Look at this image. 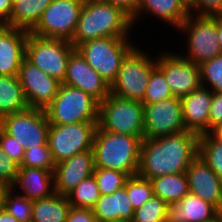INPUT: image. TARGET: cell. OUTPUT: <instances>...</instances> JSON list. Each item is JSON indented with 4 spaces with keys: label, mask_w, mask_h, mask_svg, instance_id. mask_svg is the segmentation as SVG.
Returning <instances> with one entry per match:
<instances>
[{
    "label": "cell",
    "mask_w": 222,
    "mask_h": 222,
    "mask_svg": "<svg viewBox=\"0 0 222 222\" xmlns=\"http://www.w3.org/2000/svg\"><path fill=\"white\" fill-rule=\"evenodd\" d=\"M199 135L191 131L143 139L137 175L153 179L167 174L185 173L198 156Z\"/></svg>",
    "instance_id": "1"
},
{
    "label": "cell",
    "mask_w": 222,
    "mask_h": 222,
    "mask_svg": "<svg viewBox=\"0 0 222 222\" xmlns=\"http://www.w3.org/2000/svg\"><path fill=\"white\" fill-rule=\"evenodd\" d=\"M132 29L131 17L121 8L102 0H85L70 42L76 48L81 43L98 38H132Z\"/></svg>",
    "instance_id": "2"
},
{
    "label": "cell",
    "mask_w": 222,
    "mask_h": 222,
    "mask_svg": "<svg viewBox=\"0 0 222 222\" xmlns=\"http://www.w3.org/2000/svg\"><path fill=\"white\" fill-rule=\"evenodd\" d=\"M142 139L103 131L98 125L92 150L95 169L118 170L129 177L138 173Z\"/></svg>",
    "instance_id": "3"
},
{
    "label": "cell",
    "mask_w": 222,
    "mask_h": 222,
    "mask_svg": "<svg viewBox=\"0 0 222 222\" xmlns=\"http://www.w3.org/2000/svg\"><path fill=\"white\" fill-rule=\"evenodd\" d=\"M134 44L129 37H106L86 41L75 49L111 85L122 61L137 46Z\"/></svg>",
    "instance_id": "4"
},
{
    "label": "cell",
    "mask_w": 222,
    "mask_h": 222,
    "mask_svg": "<svg viewBox=\"0 0 222 222\" xmlns=\"http://www.w3.org/2000/svg\"><path fill=\"white\" fill-rule=\"evenodd\" d=\"M103 131L144 139V104L109 94L99 103L98 124Z\"/></svg>",
    "instance_id": "5"
},
{
    "label": "cell",
    "mask_w": 222,
    "mask_h": 222,
    "mask_svg": "<svg viewBox=\"0 0 222 222\" xmlns=\"http://www.w3.org/2000/svg\"><path fill=\"white\" fill-rule=\"evenodd\" d=\"M177 30L184 33L183 37L186 36L184 39H187V44L184 46L187 49L186 52L176 53L187 61L200 65L222 53L217 33V16L189 14Z\"/></svg>",
    "instance_id": "6"
},
{
    "label": "cell",
    "mask_w": 222,
    "mask_h": 222,
    "mask_svg": "<svg viewBox=\"0 0 222 222\" xmlns=\"http://www.w3.org/2000/svg\"><path fill=\"white\" fill-rule=\"evenodd\" d=\"M44 111L52 125L98 122L99 103L86 92L61 83L53 102Z\"/></svg>",
    "instance_id": "7"
},
{
    "label": "cell",
    "mask_w": 222,
    "mask_h": 222,
    "mask_svg": "<svg viewBox=\"0 0 222 222\" xmlns=\"http://www.w3.org/2000/svg\"><path fill=\"white\" fill-rule=\"evenodd\" d=\"M140 48L137 45L122 61L110 85L111 94L130 100H143L152 70L156 67V55L152 58L149 52Z\"/></svg>",
    "instance_id": "8"
},
{
    "label": "cell",
    "mask_w": 222,
    "mask_h": 222,
    "mask_svg": "<svg viewBox=\"0 0 222 222\" xmlns=\"http://www.w3.org/2000/svg\"><path fill=\"white\" fill-rule=\"evenodd\" d=\"M75 50L67 40L45 38L28 33L25 58L48 76L63 82L71 53Z\"/></svg>",
    "instance_id": "9"
},
{
    "label": "cell",
    "mask_w": 222,
    "mask_h": 222,
    "mask_svg": "<svg viewBox=\"0 0 222 222\" xmlns=\"http://www.w3.org/2000/svg\"><path fill=\"white\" fill-rule=\"evenodd\" d=\"M97 124L98 122L50 124L47 143L55 164L92 150Z\"/></svg>",
    "instance_id": "10"
},
{
    "label": "cell",
    "mask_w": 222,
    "mask_h": 222,
    "mask_svg": "<svg viewBox=\"0 0 222 222\" xmlns=\"http://www.w3.org/2000/svg\"><path fill=\"white\" fill-rule=\"evenodd\" d=\"M85 0H52L29 32L45 38L71 41Z\"/></svg>",
    "instance_id": "11"
},
{
    "label": "cell",
    "mask_w": 222,
    "mask_h": 222,
    "mask_svg": "<svg viewBox=\"0 0 222 222\" xmlns=\"http://www.w3.org/2000/svg\"><path fill=\"white\" fill-rule=\"evenodd\" d=\"M0 127L24 148L48 145L50 123L44 110L28 107L7 115L0 120Z\"/></svg>",
    "instance_id": "12"
},
{
    "label": "cell",
    "mask_w": 222,
    "mask_h": 222,
    "mask_svg": "<svg viewBox=\"0 0 222 222\" xmlns=\"http://www.w3.org/2000/svg\"><path fill=\"white\" fill-rule=\"evenodd\" d=\"M187 131L183 122L181 100L172 97L157 103L144 104V139Z\"/></svg>",
    "instance_id": "13"
},
{
    "label": "cell",
    "mask_w": 222,
    "mask_h": 222,
    "mask_svg": "<svg viewBox=\"0 0 222 222\" xmlns=\"http://www.w3.org/2000/svg\"><path fill=\"white\" fill-rule=\"evenodd\" d=\"M163 50L156 56V66L163 72L174 97L182 98L201 86L199 65L174 51Z\"/></svg>",
    "instance_id": "14"
},
{
    "label": "cell",
    "mask_w": 222,
    "mask_h": 222,
    "mask_svg": "<svg viewBox=\"0 0 222 222\" xmlns=\"http://www.w3.org/2000/svg\"><path fill=\"white\" fill-rule=\"evenodd\" d=\"M18 79L29 108L41 110L46 109L53 102L61 85V82L48 76L26 58L20 66Z\"/></svg>",
    "instance_id": "15"
},
{
    "label": "cell",
    "mask_w": 222,
    "mask_h": 222,
    "mask_svg": "<svg viewBox=\"0 0 222 222\" xmlns=\"http://www.w3.org/2000/svg\"><path fill=\"white\" fill-rule=\"evenodd\" d=\"M62 84L78 88L98 103L110 94V85L85 61L75 49L67 64L66 76Z\"/></svg>",
    "instance_id": "16"
},
{
    "label": "cell",
    "mask_w": 222,
    "mask_h": 222,
    "mask_svg": "<svg viewBox=\"0 0 222 222\" xmlns=\"http://www.w3.org/2000/svg\"><path fill=\"white\" fill-rule=\"evenodd\" d=\"M189 193L222 211V180L197 156L186 170Z\"/></svg>",
    "instance_id": "17"
},
{
    "label": "cell",
    "mask_w": 222,
    "mask_h": 222,
    "mask_svg": "<svg viewBox=\"0 0 222 222\" xmlns=\"http://www.w3.org/2000/svg\"><path fill=\"white\" fill-rule=\"evenodd\" d=\"M94 153L89 150L55 164V193L67 195L81 181L94 173Z\"/></svg>",
    "instance_id": "18"
},
{
    "label": "cell",
    "mask_w": 222,
    "mask_h": 222,
    "mask_svg": "<svg viewBox=\"0 0 222 222\" xmlns=\"http://www.w3.org/2000/svg\"><path fill=\"white\" fill-rule=\"evenodd\" d=\"M212 98L213 92L203 86L180 98L183 122L187 131L198 135L209 133V114Z\"/></svg>",
    "instance_id": "19"
},
{
    "label": "cell",
    "mask_w": 222,
    "mask_h": 222,
    "mask_svg": "<svg viewBox=\"0 0 222 222\" xmlns=\"http://www.w3.org/2000/svg\"><path fill=\"white\" fill-rule=\"evenodd\" d=\"M28 31L0 25V75L16 76L25 58Z\"/></svg>",
    "instance_id": "20"
},
{
    "label": "cell",
    "mask_w": 222,
    "mask_h": 222,
    "mask_svg": "<svg viewBox=\"0 0 222 222\" xmlns=\"http://www.w3.org/2000/svg\"><path fill=\"white\" fill-rule=\"evenodd\" d=\"M10 189L32 202L50 197L55 194L54 170L19 168Z\"/></svg>",
    "instance_id": "21"
},
{
    "label": "cell",
    "mask_w": 222,
    "mask_h": 222,
    "mask_svg": "<svg viewBox=\"0 0 222 222\" xmlns=\"http://www.w3.org/2000/svg\"><path fill=\"white\" fill-rule=\"evenodd\" d=\"M220 214L210 202L188 193L178 203L168 205L166 222H210Z\"/></svg>",
    "instance_id": "22"
},
{
    "label": "cell",
    "mask_w": 222,
    "mask_h": 222,
    "mask_svg": "<svg viewBox=\"0 0 222 222\" xmlns=\"http://www.w3.org/2000/svg\"><path fill=\"white\" fill-rule=\"evenodd\" d=\"M151 15L156 20L165 22L167 27L177 29L189 15L188 8L181 0H140L137 13L131 18L133 27L140 22L142 16ZM140 17V18H139ZM135 25V26H134Z\"/></svg>",
    "instance_id": "23"
},
{
    "label": "cell",
    "mask_w": 222,
    "mask_h": 222,
    "mask_svg": "<svg viewBox=\"0 0 222 222\" xmlns=\"http://www.w3.org/2000/svg\"><path fill=\"white\" fill-rule=\"evenodd\" d=\"M92 210L97 222L116 220L131 222L134 216V208L125 187L113 194L101 195Z\"/></svg>",
    "instance_id": "24"
},
{
    "label": "cell",
    "mask_w": 222,
    "mask_h": 222,
    "mask_svg": "<svg viewBox=\"0 0 222 222\" xmlns=\"http://www.w3.org/2000/svg\"><path fill=\"white\" fill-rule=\"evenodd\" d=\"M71 207L66 196L58 193L33 201L31 222H66Z\"/></svg>",
    "instance_id": "25"
},
{
    "label": "cell",
    "mask_w": 222,
    "mask_h": 222,
    "mask_svg": "<svg viewBox=\"0 0 222 222\" xmlns=\"http://www.w3.org/2000/svg\"><path fill=\"white\" fill-rule=\"evenodd\" d=\"M28 107L18 75H0V120Z\"/></svg>",
    "instance_id": "26"
},
{
    "label": "cell",
    "mask_w": 222,
    "mask_h": 222,
    "mask_svg": "<svg viewBox=\"0 0 222 222\" xmlns=\"http://www.w3.org/2000/svg\"><path fill=\"white\" fill-rule=\"evenodd\" d=\"M52 0H19L13 5L8 27L30 32L39 22Z\"/></svg>",
    "instance_id": "27"
},
{
    "label": "cell",
    "mask_w": 222,
    "mask_h": 222,
    "mask_svg": "<svg viewBox=\"0 0 222 222\" xmlns=\"http://www.w3.org/2000/svg\"><path fill=\"white\" fill-rule=\"evenodd\" d=\"M153 193L168 205L178 203L188 193V179L186 173L167 174L150 179Z\"/></svg>",
    "instance_id": "28"
},
{
    "label": "cell",
    "mask_w": 222,
    "mask_h": 222,
    "mask_svg": "<svg viewBox=\"0 0 222 222\" xmlns=\"http://www.w3.org/2000/svg\"><path fill=\"white\" fill-rule=\"evenodd\" d=\"M101 194L94 175L81 181L66 198L73 208L93 209Z\"/></svg>",
    "instance_id": "29"
},
{
    "label": "cell",
    "mask_w": 222,
    "mask_h": 222,
    "mask_svg": "<svg viewBox=\"0 0 222 222\" xmlns=\"http://www.w3.org/2000/svg\"><path fill=\"white\" fill-rule=\"evenodd\" d=\"M198 156L222 180V141L217 139L212 133L199 135Z\"/></svg>",
    "instance_id": "30"
},
{
    "label": "cell",
    "mask_w": 222,
    "mask_h": 222,
    "mask_svg": "<svg viewBox=\"0 0 222 222\" xmlns=\"http://www.w3.org/2000/svg\"><path fill=\"white\" fill-rule=\"evenodd\" d=\"M174 97L163 72L156 66L151 73L149 82L141 101L143 104L157 103Z\"/></svg>",
    "instance_id": "31"
},
{
    "label": "cell",
    "mask_w": 222,
    "mask_h": 222,
    "mask_svg": "<svg viewBox=\"0 0 222 222\" xmlns=\"http://www.w3.org/2000/svg\"><path fill=\"white\" fill-rule=\"evenodd\" d=\"M201 86L222 93V53L199 65Z\"/></svg>",
    "instance_id": "32"
},
{
    "label": "cell",
    "mask_w": 222,
    "mask_h": 222,
    "mask_svg": "<svg viewBox=\"0 0 222 222\" xmlns=\"http://www.w3.org/2000/svg\"><path fill=\"white\" fill-rule=\"evenodd\" d=\"M130 199L132 207L135 209L141 207L153 196V188L149 179H144L139 175L130 176L124 186Z\"/></svg>",
    "instance_id": "33"
},
{
    "label": "cell",
    "mask_w": 222,
    "mask_h": 222,
    "mask_svg": "<svg viewBox=\"0 0 222 222\" xmlns=\"http://www.w3.org/2000/svg\"><path fill=\"white\" fill-rule=\"evenodd\" d=\"M168 204L153 196L141 207L134 210L131 222H166Z\"/></svg>",
    "instance_id": "34"
},
{
    "label": "cell",
    "mask_w": 222,
    "mask_h": 222,
    "mask_svg": "<svg viewBox=\"0 0 222 222\" xmlns=\"http://www.w3.org/2000/svg\"><path fill=\"white\" fill-rule=\"evenodd\" d=\"M93 175L101 195L113 194L123 188L129 178L124 172L110 169H94Z\"/></svg>",
    "instance_id": "35"
},
{
    "label": "cell",
    "mask_w": 222,
    "mask_h": 222,
    "mask_svg": "<svg viewBox=\"0 0 222 222\" xmlns=\"http://www.w3.org/2000/svg\"><path fill=\"white\" fill-rule=\"evenodd\" d=\"M39 168L55 170V162L48 145L38 147H26L24 158L19 168Z\"/></svg>",
    "instance_id": "36"
},
{
    "label": "cell",
    "mask_w": 222,
    "mask_h": 222,
    "mask_svg": "<svg viewBox=\"0 0 222 222\" xmlns=\"http://www.w3.org/2000/svg\"><path fill=\"white\" fill-rule=\"evenodd\" d=\"M33 202L9 189L5 195L4 209L18 222H31Z\"/></svg>",
    "instance_id": "37"
},
{
    "label": "cell",
    "mask_w": 222,
    "mask_h": 222,
    "mask_svg": "<svg viewBox=\"0 0 222 222\" xmlns=\"http://www.w3.org/2000/svg\"><path fill=\"white\" fill-rule=\"evenodd\" d=\"M0 147L11 159L19 165L23 161L25 148L19 144L16 138L7 134L0 127Z\"/></svg>",
    "instance_id": "38"
},
{
    "label": "cell",
    "mask_w": 222,
    "mask_h": 222,
    "mask_svg": "<svg viewBox=\"0 0 222 222\" xmlns=\"http://www.w3.org/2000/svg\"><path fill=\"white\" fill-rule=\"evenodd\" d=\"M189 14L222 16V0H192Z\"/></svg>",
    "instance_id": "39"
},
{
    "label": "cell",
    "mask_w": 222,
    "mask_h": 222,
    "mask_svg": "<svg viewBox=\"0 0 222 222\" xmlns=\"http://www.w3.org/2000/svg\"><path fill=\"white\" fill-rule=\"evenodd\" d=\"M20 165L13 159H11L0 147V182L11 187Z\"/></svg>",
    "instance_id": "40"
},
{
    "label": "cell",
    "mask_w": 222,
    "mask_h": 222,
    "mask_svg": "<svg viewBox=\"0 0 222 222\" xmlns=\"http://www.w3.org/2000/svg\"><path fill=\"white\" fill-rule=\"evenodd\" d=\"M222 123V93H213L209 114V133Z\"/></svg>",
    "instance_id": "41"
},
{
    "label": "cell",
    "mask_w": 222,
    "mask_h": 222,
    "mask_svg": "<svg viewBox=\"0 0 222 222\" xmlns=\"http://www.w3.org/2000/svg\"><path fill=\"white\" fill-rule=\"evenodd\" d=\"M66 222H97V219L91 209L71 207Z\"/></svg>",
    "instance_id": "42"
},
{
    "label": "cell",
    "mask_w": 222,
    "mask_h": 222,
    "mask_svg": "<svg viewBox=\"0 0 222 222\" xmlns=\"http://www.w3.org/2000/svg\"><path fill=\"white\" fill-rule=\"evenodd\" d=\"M121 8L131 18L137 13L140 0H102Z\"/></svg>",
    "instance_id": "43"
},
{
    "label": "cell",
    "mask_w": 222,
    "mask_h": 222,
    "mask_svg": "<svg viewBox=\"0 0 222 222\" xmlns=\"http://www.w3.org/2000/svg\"><path fill=\"white\" fill-rule=\"evenodd\" d=\"M13 10L11 0H0V25H7Z\"/></svg>",
    "instance_id": "44"
},
{
    "label": "cell",
    "mask_w": 222,
    "mask_h": 222,
    "mask_svg": "<svg viewBox=\"0 0 222 222\" xmlns=\"http://www.w3.org/2000/svg\"><path fill=\"white\" fill-rule=\"evenodd\" d=\"M0 222H18V220L3 208L0 210Z\"/></svg>",
    "instance_id": "45"
},
{
    "label": "cell",
    "mask_w": 222,
    "mask_h": 222,
    "mask_svg": "<svg viewBox=\"0 0 222 222\" xmlns=\"http://www.w3.org/2000/svg\"><path fill=\"white\" fill-rule=\"evenodd\" d=\"M9 189H10L9 186L0 182V210H2L4 208L5 195Z\"/></svg>",
    "instance_id": "46"
},
{
    "label": "cell",
    "mask_w": 222,
    "mask_h": 222,
    "mask_svg": "<svg viewBox=\"0 0 222 222\" xmlns=\"http://www.w3.org/2000/svg\"><path fill=\"white\" fill-rule=\"evenodd\" d=\"M217 33H218L220 48L222 51V16H217Z\"/></svg>",
    "instance_id": "47"
},
{
    "label": "cell",
    "mask_w": 222,
    "mask_h": 222,
    "mask_svg": "<svg viewBox=\"0 0 222 222\" xmlns=\"http://www.w3.org/2000/svg\"><path fill=\"white\" fill-rule=\"evenodd\" d=\"M217 139L222 141V123L214 128L211 132Z\"/></svg>",
    "instance_id": "48"
},
{
    "label": "cell",
    "mask_w": 222,
    "mask_h": 222,
    "mask_svg": "<svg viewBox=\"0 0 222 222\" xmlns=\"http://www.w3.org/2000/svg\"><path fill=\"white\" fill-rule=\"evenodd\" d=\"M183 2V4L188 8L191 3H192V0H181Z\"/></svg>",
    "instance_id": "49"
},
{
    "label": "cell",
    "mask_w": 222,
    "mask_h": 222,
    "mask_svg": "<svg viewBox=\"0 0 222 222\" xmlns=\"http://www.w3.org/2000/svg\"><path fill=\"white\" fill-rule=\"evenodd\" d=\"M210 222H222V214H220L218 217H216L214 220Z\"/></svg>",
    "instance_id": "50"
},
{
    "label": "cell",
    "mask_w": 222,
    "mask_h": 222,
    "mask_svg": "<svg viewBox=\"0 0 222 222\" xmlns=\"http://www.w3.org/2000/svg\"><path fill=\"white\" fill-rule=\"evenodd\" d=\"M108 222H130V221H126V220H116V221H108Z\"/></svg>",
    "instance_id": "51"
},
{
    "label": "cell",
    "mask_w": 222,
    "mask_h": 222,
    "mask_svg": "<svg viewBox=\"0 0 222 222\" xmlns=\"http://www.w3.org/2000/svg\"><path fill=\"white\" fill-rule=\"evenodd\" d=\"M19 0H11L12 5H14L15 3H17Z\"/></svg>",
    "instance_id": "52"
}]
</instances>
